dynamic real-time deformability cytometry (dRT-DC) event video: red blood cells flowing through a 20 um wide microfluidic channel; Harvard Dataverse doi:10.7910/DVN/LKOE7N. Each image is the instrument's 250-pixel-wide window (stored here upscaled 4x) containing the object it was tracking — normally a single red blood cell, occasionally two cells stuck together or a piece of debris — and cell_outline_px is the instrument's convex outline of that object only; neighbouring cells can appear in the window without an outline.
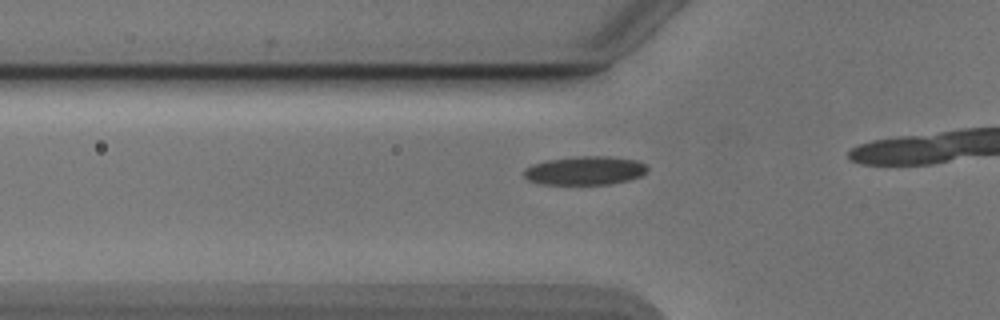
{"species": "Egyptian fruit bat (a non-hibernating species)", "species_latin": "Rousettus aegyptiacus", "temperature_condition": "cold", "stored_images_in_passage": 18, "camera_frame_rate_fps": 3000, "um_per_image_px": 0.085, "animal": {"sex": "male"}, "frame": {"image": 1, "passage_image": 13, "time_ms": 4.0, "image_size_px": [1000, 320], "cell_outline_px": [[648, 172], [640, 176], [628, 180], [608, 184], [544, 184], [528, 180], [524, 176], [524, 168], [532, 164], [544, 160], [580, 156], [608, 156], [636, 160], [644, 164], [648, 168]], "centroid_in_image_um": [49.71, 14.49], "position_along_channel_um": 76.1, "area_um2": 20.63}}
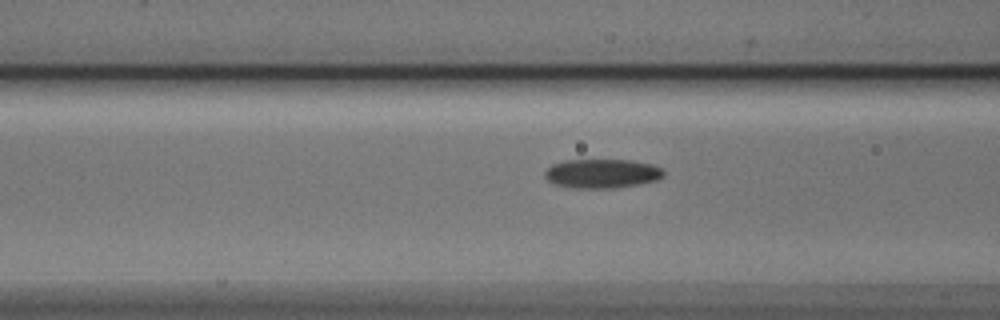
{"frame": {"image": 2, "passage_image": 16, "time_ms": 5.0, "image_size_px": [1000, 320], "cell_outline_px": [[664, 176], [656, 180], [636, 184], [612, 188], [576, 188], [556, 184], [548, 180], [544, 176], [544, 172], [552, 164], [564, 160], [632, 160], [652, 164], [664, 168]], "centroid_in_image_um": [51.18, 14.73], "position_along_channel_um": 115.4, "area_um2": 20.11}}